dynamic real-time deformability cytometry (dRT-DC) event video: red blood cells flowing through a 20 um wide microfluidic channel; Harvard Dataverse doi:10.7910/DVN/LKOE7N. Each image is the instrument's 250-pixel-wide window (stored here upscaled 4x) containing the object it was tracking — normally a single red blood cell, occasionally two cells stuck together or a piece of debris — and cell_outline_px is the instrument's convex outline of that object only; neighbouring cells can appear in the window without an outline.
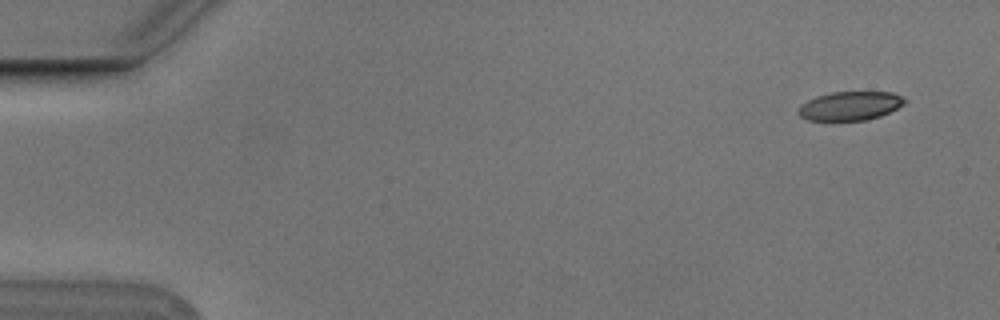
{"species": "Egyptian fruit bat (a non-hibernating species)", "species_latin": "Rousettus aegyptiacus", "temperature_condition": "cold", "stored_images_in_passage": 53, "camera_frame_rate_fps": 3000, "um_per_image_px": 0.085, "animal": {"sex": "male"}, "frame": {"image": 1, "passage_image": 2, "time_ms": 0.333, "image_size_px": [1000, 320], "cell_outline_px": [[908, 100], [904, 104], [880, 116], [864, 120], [808, 120], [800, 116], [796, 112], [800, 104], [816, 96], [832, 92], [892, 92]], "centroid_in_image_um": [72.22, 8.99], "position_along_channel_um": 12.8, "area_um2": 17.8}}
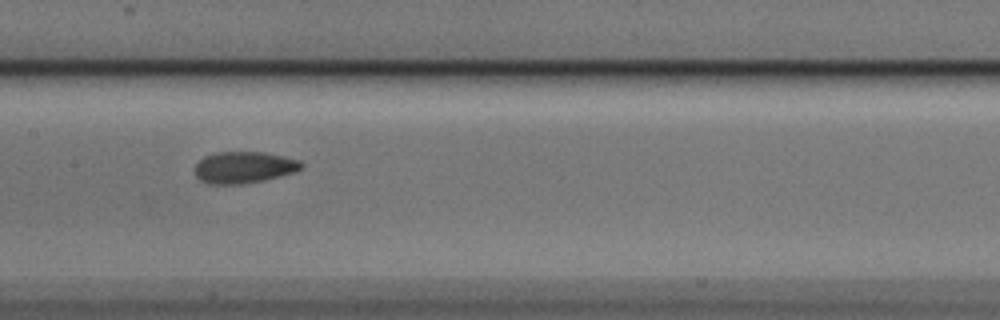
{"frame": {"image": 2, "passage_image": 26, "time_ms": 8.333, "image_size_px": [1000, 320], "cell_outline_px": [[304, 168], [280, 176], [264, 180], [240, 184], [208, 184], [200, 180], [196, 176], [196, 164], [204, 156], [216, 152], [264, 152], [284, 156], [300, 160], [304, 164]], "centroid_in_image_um": [20.75, 14.22], "position_along_channel_um": 186.6, "area_um2": 19.65}}
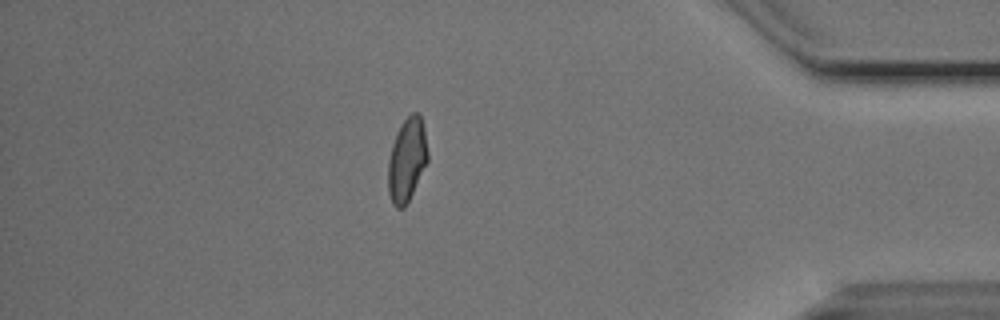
{"frame": {"image": 3, "passage_image": 46, "time_ms": 15.0, "image_size_px": [1000, 320], "cell_outline_px": [[428, 160], [404, 208], [396, 208], [392, 204], [388, 192], [388, 160], [392, 144], [400, 124], [412, 112], [416, 112], [420, 116], [424, 128], [428, 152]], "centroid_in_image_um": [34.57, 13.58], "position_along_channel_um": 400.6, "area_um2": 19.13}}